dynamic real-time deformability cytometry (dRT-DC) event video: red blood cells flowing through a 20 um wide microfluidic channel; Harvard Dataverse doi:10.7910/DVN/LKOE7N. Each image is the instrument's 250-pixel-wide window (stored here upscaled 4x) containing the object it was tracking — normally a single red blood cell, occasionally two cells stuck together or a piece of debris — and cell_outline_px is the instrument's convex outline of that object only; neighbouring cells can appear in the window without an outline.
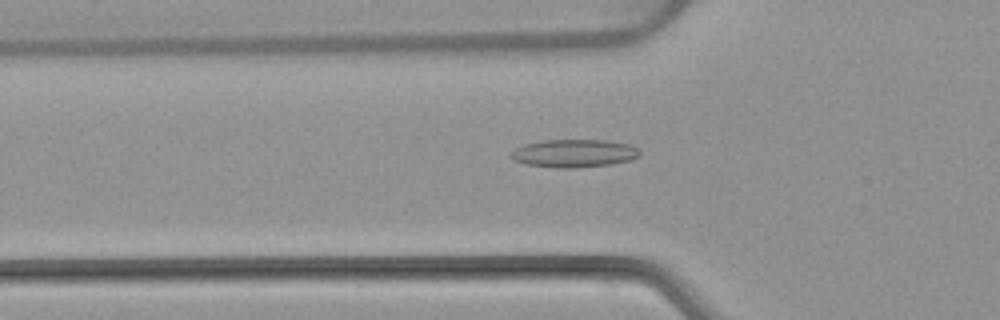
{"species": "common noctule bat (a hibernating species)", "species_latin": "Nyctalus noctula", "temperature_condition": "warm", "stored_images_in_passage": 52, "camera_frame_rate_fps": 3000, "um_per_image_px": 0.085, "animal": {"sex": "female", "body_mass_g": 22.7, "forearm_length_mm": 54.2}, "frame": {"image": 1, "passage_image": 18, "time_ms": 5.667, "image_size_px": [1000, 320], "cell_outline_px": [[640, 156], [632, 160], [612, 164], [576, 168], [556, 168], [528, 164], [512, 160], [508, 156], [516, 148], [524, 144], [544, 140], [608, 140], [628, 144], [636, 148], [640, 152]], "centroid_in_image_um": [48.8, 13.04], "position_along_channel_um": 77.0, "area_um2": 21.1}}
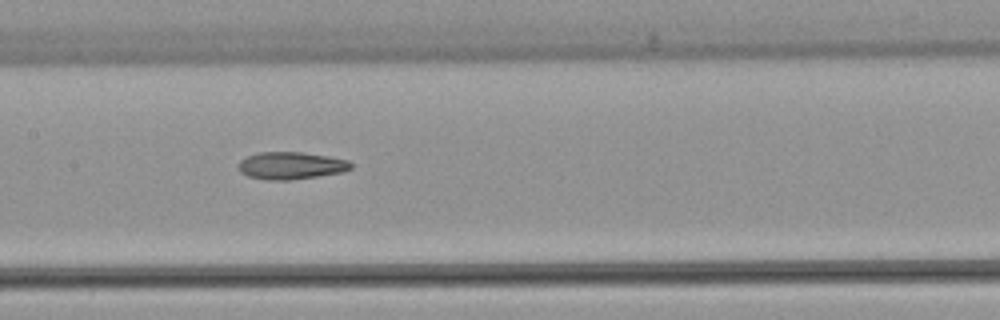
{"frame": {"image": 2, "passage_image": 26, "time_ms": 8.333, "image_size_px": [1000, 320], "cell_outline_px": [[352, 168], [344, 172], [292, 180], [268, 180], [248, 176], [240, 172], [236, 164], [240, 160], [248, 156], [260, 152], [300, 152], [328, 156], [348, 160], [352, 164]], "centroid_in_image_um": [24.72, 14.08], "position_along_channel_um": 182.7, "area_um2": 18.03}}
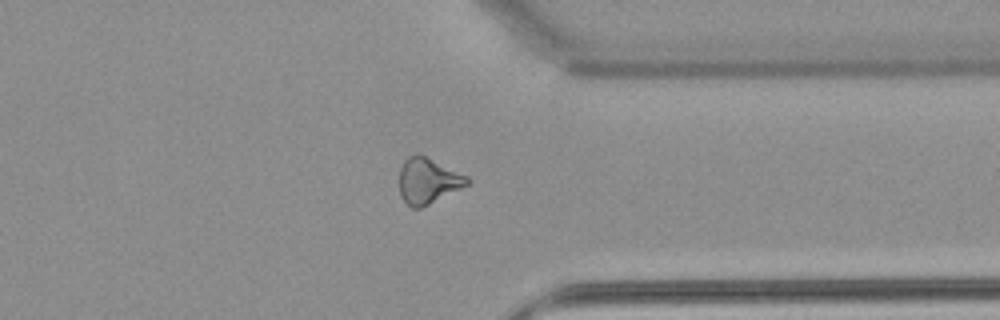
{"frame": {"image": 3, "passage_image": 41, "time_ms": 13.333, "image_size_px": [1000, 320], "cell_outline_px": [[468, 184], [420, 208], [412, 208], [400, 196], [400, 168], [404, 160], [408, 156], [424, 156], [468, 176]], "centroid_in_image_um": [36.34, 15.38], "position_along_channel_um": 375.1, "area_um2": 17.4}, "authors_computed_cell_mechanics": {"area_um2": 18.785, "velocity_mm_per_s": 3.928, "shape_relaxation_time_tau1_ms": null, "shape_relaxation_time_tau2_ms": 9.32, "deformation_change_tau1": null, "deformation_change_tau2": 0.2321}}